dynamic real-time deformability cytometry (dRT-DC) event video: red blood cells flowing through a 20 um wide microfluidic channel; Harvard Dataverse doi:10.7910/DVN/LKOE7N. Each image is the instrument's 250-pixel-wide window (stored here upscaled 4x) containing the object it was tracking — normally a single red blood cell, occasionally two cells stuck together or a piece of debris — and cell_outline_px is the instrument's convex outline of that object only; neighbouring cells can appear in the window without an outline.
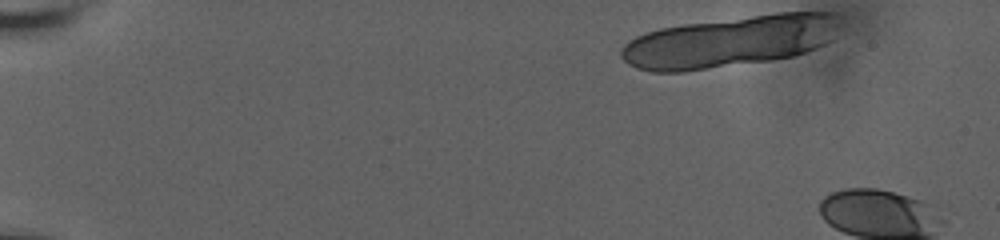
{"species": "human", "species_latin": "Homo sapiens", "temperature_condition": "room temperature", "stored_images_in_passage": 4, "camera_frame_rate_fps": 3000, "um_per_image_px": 0.085, "donor": {"sex": "male"}, "frame": {"image": 1, "passage_image": 1, "time_ms": 0.0, "image_size_px": [1000, 240], "cell_outline_px": [[844, 16], [832, 40], [816, 48], [792, 56], [768, 60], [684, 72], [652, 72], [636, 68], [628, 64], [620, 56], [620, 48], [628, 40], [644, 32], [660, 28], [684, 24], [776, 12], [840, 12]], "centroid_in_image_um": [62.05, 3.5], "position_along_channel_um": 22.9, "area_um2": 66.07}}